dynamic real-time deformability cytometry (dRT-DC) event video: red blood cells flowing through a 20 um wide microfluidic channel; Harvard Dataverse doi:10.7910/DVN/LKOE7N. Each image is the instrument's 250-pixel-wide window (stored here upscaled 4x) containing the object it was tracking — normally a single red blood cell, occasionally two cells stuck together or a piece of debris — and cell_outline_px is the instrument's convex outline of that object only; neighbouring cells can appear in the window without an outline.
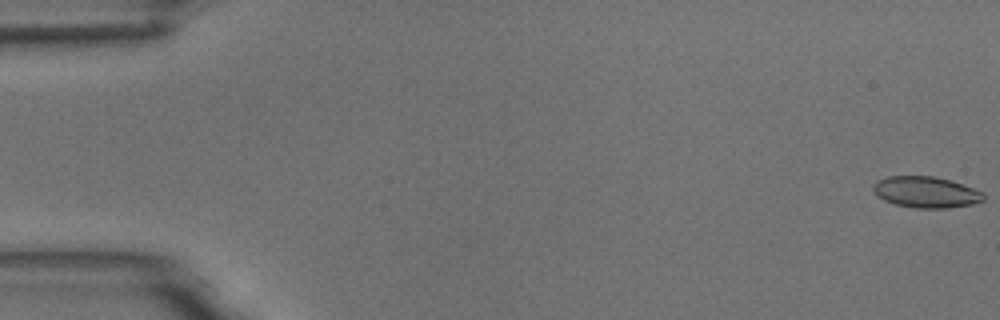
{"species": "common noctule bat (a hibernating species)", "species_latin": "Nyctalus noctula", "temperature_condition": "room temperature", "stored_images_in_passage": 7, "camera_frame_rate_fps": 3000, "um_per_image_px": 0.085, "animal": {"sex": "male", "body_mass_g": 18.8}, "frame": {"image": 1, "passage_image": 1, "time_ms": 0.0, "image_size_px": [1000, 320], "cell_outline_px": [[984, 200], [972, 204], [948, 208], [916, 208], [896, 204], [884, 200], [872, 188], [876, 180], [888, 176], [936, 176], [984, 192]], "centroid_in_image_um": [78.71, 16.33], "position_along_channel_um": 6.3, "area_um2": 19.83}}
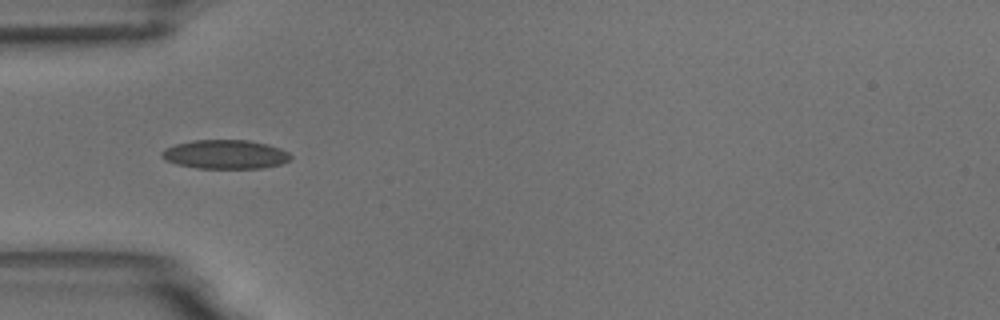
{"frame": {"image": 2, "passage_image": 5, "time_ms": 5.667, "image_size_px": [1000, 320], "cell_outline_px": [[292, 160], [280, 164], [264, 168], [196, 168], [176, 164], [164, 160], [160, 156], [160, 152], [164, 148], [176, 144], [192, 140], [248, 140], [268, 144], [280, 148], [288, 152], [292, 156]], "centroid_in_image_um": [19.14, 13.12], "position_along_channel_um": 65.9, "area_um2": 22.02}}